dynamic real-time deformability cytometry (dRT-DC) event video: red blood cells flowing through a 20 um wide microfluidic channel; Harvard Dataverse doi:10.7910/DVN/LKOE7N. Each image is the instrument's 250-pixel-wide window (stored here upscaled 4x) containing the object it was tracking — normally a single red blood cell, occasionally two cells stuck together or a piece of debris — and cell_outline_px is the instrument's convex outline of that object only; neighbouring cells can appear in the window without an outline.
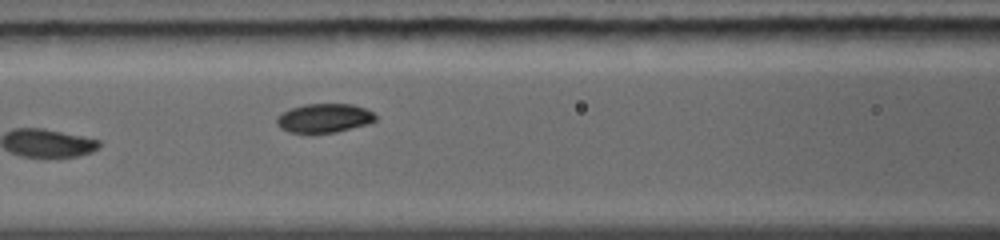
{"species": "common noctule bat (a hibernating species)", "species_latin": "Nyctalus noctula", "temperature_condition": "warm", "stored_images_in_passage": 22, "camera_frame_rate_fps": 5000, "um_per_image_px": 0.085, "animal": {"sex": "female", "body_mass_g": 19.0, "forearm_length_mm": 56.7}, "frame": {"image": 1, "passage_image": 10, "time_ms": 4.0, "image_size_px": [1000, 240], "cell_outline_px": [[376, 120], [368, 124], [336, 132], [312, 136], [288, 132], [280, 128], [276, 124], [276, 116], [292, 108], [304, 104], [352, 104], [364, 108], [372, 112], [376, 116]], "centroid_in_image_um": [27.51, 10.09], "position_along_channel_um": 139.1, "area_um2": 17.22}, "authors_computed_cell_mechanics": {"area_um2": 16.8487, "velocity_mm_per_s": 4.4314, "shape_relaxation_time_tau1_ms": 2.5148, "shape_relaxation_time_tau2_ms": 8.926, "deformation_change_tau1": 0.1324, "deformation_change_tau2": 0.1115}}